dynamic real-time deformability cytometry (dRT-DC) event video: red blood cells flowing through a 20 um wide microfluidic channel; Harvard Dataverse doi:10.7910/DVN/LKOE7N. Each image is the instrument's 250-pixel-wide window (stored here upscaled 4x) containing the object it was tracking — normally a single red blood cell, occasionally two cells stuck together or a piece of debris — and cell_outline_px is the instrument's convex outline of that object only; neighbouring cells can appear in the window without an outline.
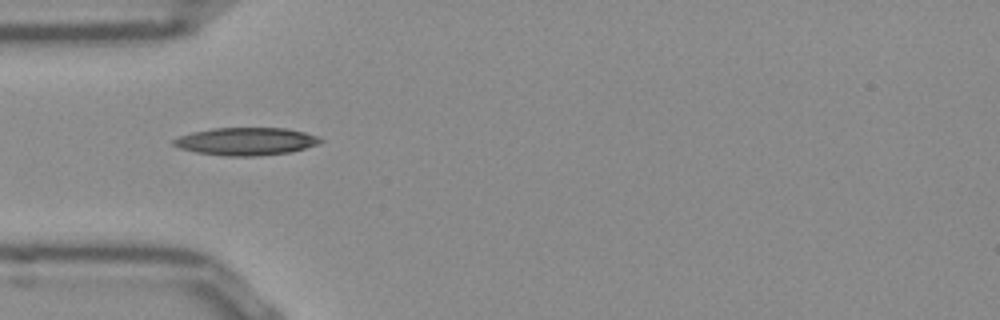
{"species": "Egyptian fruit bat (a non-hibernating species)", "species_latin": "Rousettus aegyptiacus", "temperature_condition": "room temperature", "stored_images_in_passage": 34, "camera_frame_rate_fps": 3000, "um_per_image_px": 0.085, "frame": {"image": 1, "passage_image": 1, "time_ms": 0.0, "image_size_px": [1000, 320], "cell_outline_px": [[324, 140], [320, 144], [288, 152], [256, 156], [224, 156], [196, 152], [180, 148], [172, 144], [172, 140], [180, 136], [192, 132], [212, 128], [284, 128], [304, 132], [316, 136]], "centroid_in_image_um": [20.9, 12.01], "position_along_channel_um": 64.1, "area_um2": 23.58}}
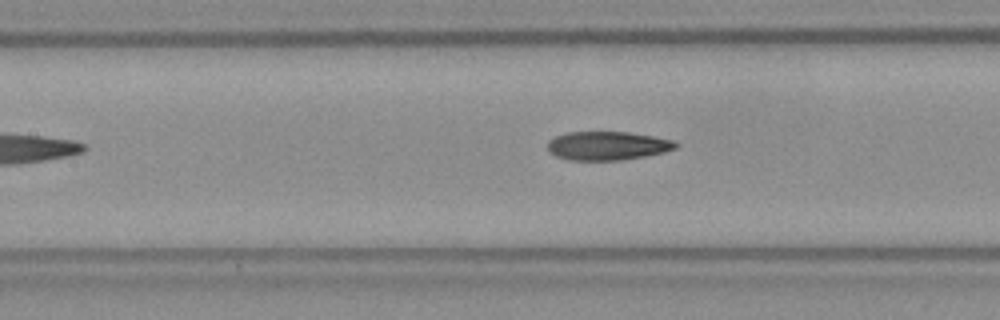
{"frame": {"image": 2, "passage_image": 8, "time_ms": 2.333, "image_size_px": [1000, 320], "cell_outline_px": [[680, 144], [676, 148], [664, 152], [644, 156], [620, 160], [568, 160], [556, 156], [548, 148], [548, 140], [556, 136], [568, 132], [628, 132], [676, 140]], "centroid_in_image_um": [51.67, 12.38], "position_along_channel_um": 155.7, "area_um2": 21.39}}
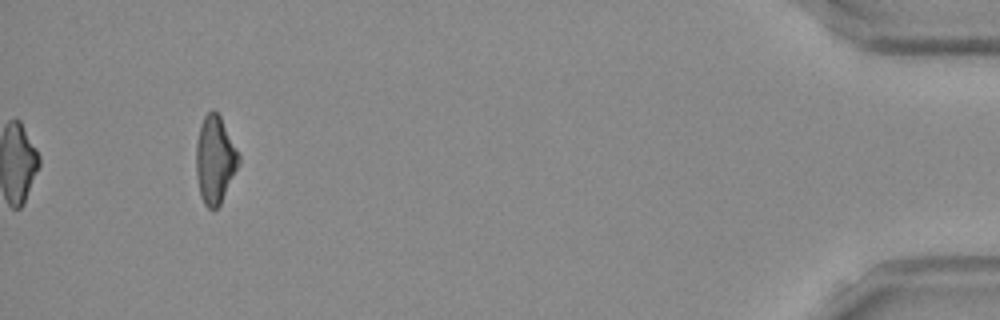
{"frame": {"image": 3, "passage_image": 34, "time_ms": 11.0, "image_size_px": [1000, 320], "cell_outline_px": [[240, 164], [220, 204], [216, 208], [208, 208], [204, 204], [200, 196], [196, 176], [196, 144], [200, 124], [204, 116], [212, 108], [220, 116], [240, 156]], "centroid_in_image_um": [18.26, 13.58], "position_along_channel_um": 416.9, "area_um2": 21.73}, "authors_computed_cell_mechanics": {"area_um2": 21.7906, "velocity_mm_per_s": 3.9002, "shape_relaxation_time_tau1_ms": 9.7331, "shape_relaxation_time_tau2_ms": 3.4459, "deformation_change_tau1": 0.2359, "deformation_change_tau2": 0.1233}}